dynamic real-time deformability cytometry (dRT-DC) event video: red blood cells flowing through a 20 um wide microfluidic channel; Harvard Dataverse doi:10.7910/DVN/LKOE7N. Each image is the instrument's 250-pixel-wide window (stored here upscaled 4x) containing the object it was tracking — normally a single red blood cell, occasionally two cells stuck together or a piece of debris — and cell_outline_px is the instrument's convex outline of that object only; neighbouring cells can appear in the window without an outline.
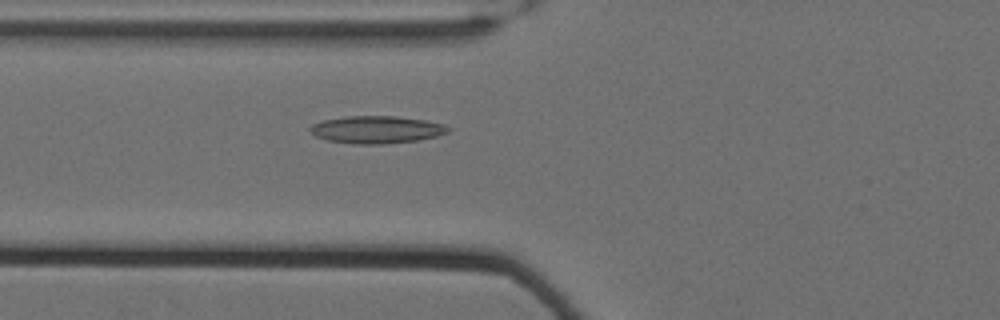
{"species": "Egyptian fruit bat (a non-hibernating species)", "species_latin": "Rousettus aegyptiacus", "temperature_condition": "cold", "stored_images_in_passage": 61, "camera_frame_rate_fps": 3000, "um_per_image_px": 0.085, "animal": {"sex": "female"}, "frame": {"image": 1, "passage_image": 26, "time_ms": 8.333, "image_size_px": [1000, 320], "cell_outline_px": [[452, 128], [448, 132], [436, 136], [416, 140], [380, 144], [356, 144], [328, 140], [316, 136], [308, 128], [312, 124], [324, 120], [348, 116], [396, 116], [424, 120], [444, 124]], "centroid_in_image_um": [32.02, 11.01], "position_along_channel_um": 93.8, "area_um2": 21.85}}
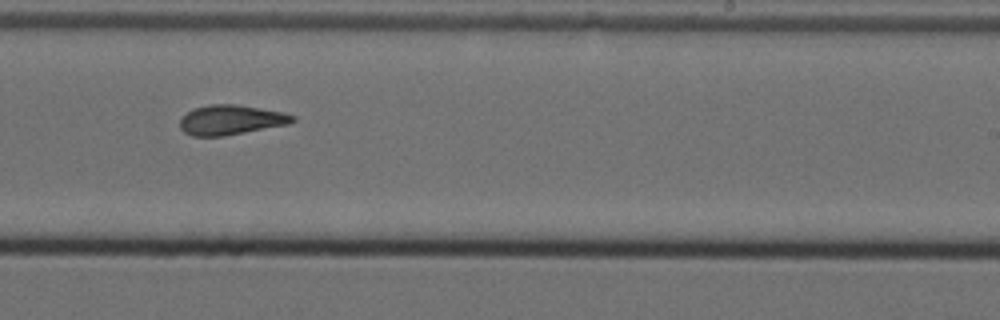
{"frame": {"image": 2, "passage_image": 41, "time_ms": 13.333, "image_size_px": [1000, 320], "cell_outline_px": [[296, 120], [288, 124], [224, 136], [192, 136], [184, 132], [180, 128], [180, 120], [192, 108], [212, 104], [236, 104], [284, 112], [296, 116]], "centroid_in_image_um": [19.63, 10.19], "position_along_channel_um": 269.4, "area_um2": 19.54}}
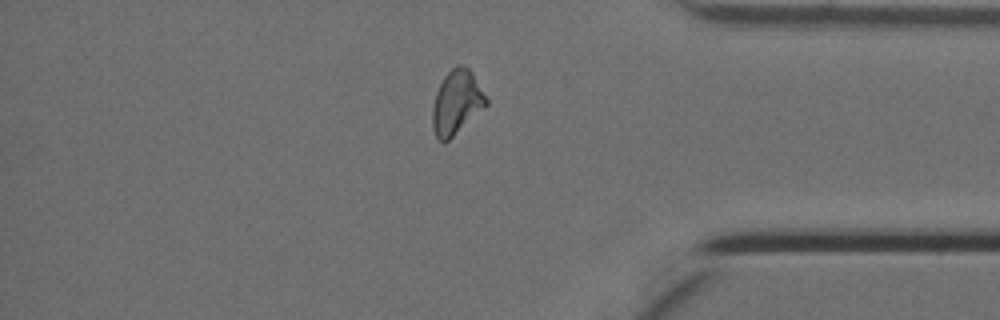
{"frame": {"image": 3, "passage_image": 53, "time_ms": 17.333, "image_size_px": [1000, 320], "cell_outline_px": [[488, 104], [448, 140], [440, 140], [436, 136], [432, 128], [432, 108], [436, 92], [444, 76], [456, 64], [460, 64], [468, 68], [472, 72], [488, 100]], "centroid_in_image_um": [38.8, 8.67], "position_along_channel_um": 396.4, "area_um2": 19.71}, "authors_computed_cell_mechanics": {"area_um2": 19.8254, "velocity_mm_per_s": 3.4966, "shape_relaxation_time_tau1_ms": null, "shape_relaxation_time_tau2_ms": 4.2412, "deformation_change_tau1": null, "deformation_change_tau2": 0.1327}}